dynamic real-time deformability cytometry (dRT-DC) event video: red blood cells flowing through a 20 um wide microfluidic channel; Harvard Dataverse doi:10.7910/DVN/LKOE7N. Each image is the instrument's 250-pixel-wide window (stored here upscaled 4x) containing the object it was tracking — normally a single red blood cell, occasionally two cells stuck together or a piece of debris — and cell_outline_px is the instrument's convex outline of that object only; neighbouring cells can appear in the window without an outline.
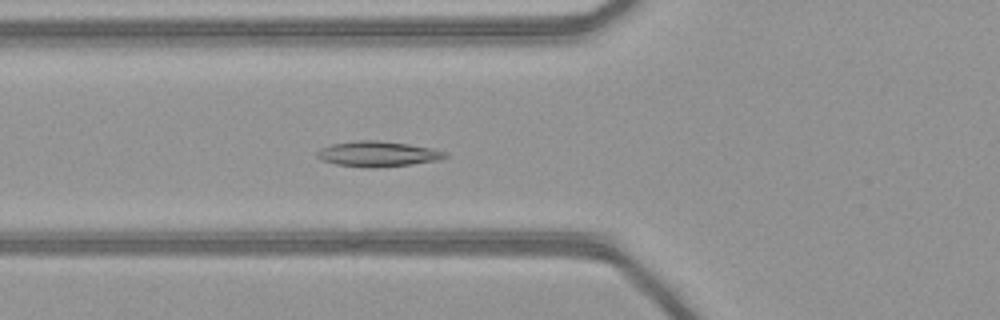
{"species": "common noctule bat (a hibernating species)", "species_latin": "Nyctalus noctula", "temperature_condition": "warm", "stored_images_in_passage": 51, "camera_frame_rate_fps": 3000, "um_per_image_px": 0.085, "animal": {"sex": "female", "body_mass_g": 21.9}, "frame": {"image": 1, "passage_image": 20, "time_ms": 6.333, "image_size_px": [1000, 320], "cell_outline_px": [[448, 156], [440, 160], [412, 164], [372, 168], [364, 168], [336, 164], [320, 160], [316, 156], [316, 152], [332, 144], [360, 140], [380, 140], [408, 144], [432, 148], [448, 152]], "centroid_in_image_um": [32.14, 13.09], "position_along_channel_um": 93.7, "area_um2": 19.02}}
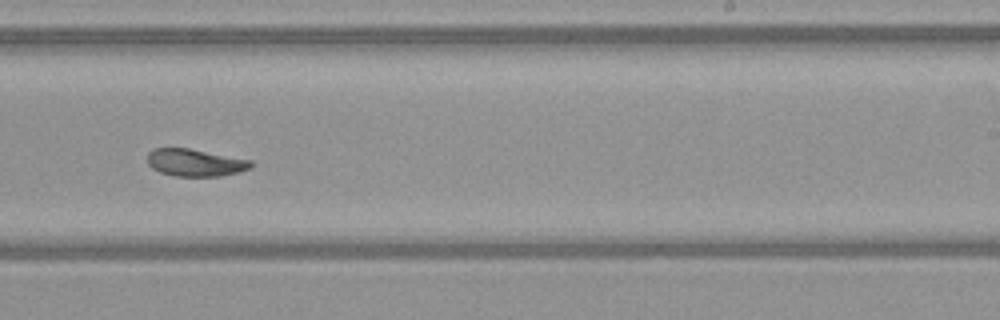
{"frame": {"image": 2, "passage_image": 33, "time_ms": 10.667, "image_size_px": [1000, 320], "cell_outline_px": [[252, 168], [240, 172], [220, 176], [176, 176], [160, 172], [152, 168], [148, 164], [148, 152], [152, 148], [188, 148], [252, 160]], "centroid_in_image_um": [16.6, 13.82], "position_along_channel_um": 272.4, "area_um2": 16.53}}
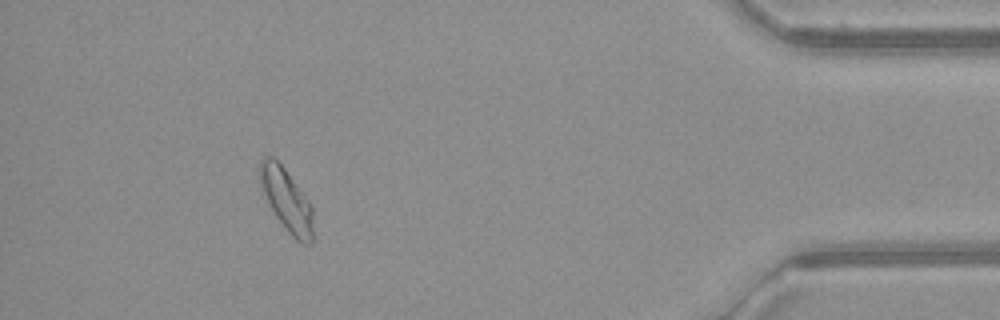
{"frame": {"image": 3, "passage_image": 47, "time_ms": 15.333, "image_size_px": [1000, 320], "cell_outline_px": [[312, 244], [300, 244], [288, 232], [276, 216], [260, 188], [260, 160], [264, 156], [272, 156], [284, 168], [312, 204]], "centroid_in_image_um": [24.36, 17.01], "position_along_channel_um": 410.8, "area_um2": 19.31}, "authors_computed_cell_mechanics": {"area_um2": 18.785, "velocity_mm_per_s": 4.1179, "shape_relaxation_time_tau1_ms": 4.3925, "shape_relaxation_time_tau2_ms": 4.0933, "deformation_change_tau1": 0.1451, "deformation_change_tau2": 0.0528}}